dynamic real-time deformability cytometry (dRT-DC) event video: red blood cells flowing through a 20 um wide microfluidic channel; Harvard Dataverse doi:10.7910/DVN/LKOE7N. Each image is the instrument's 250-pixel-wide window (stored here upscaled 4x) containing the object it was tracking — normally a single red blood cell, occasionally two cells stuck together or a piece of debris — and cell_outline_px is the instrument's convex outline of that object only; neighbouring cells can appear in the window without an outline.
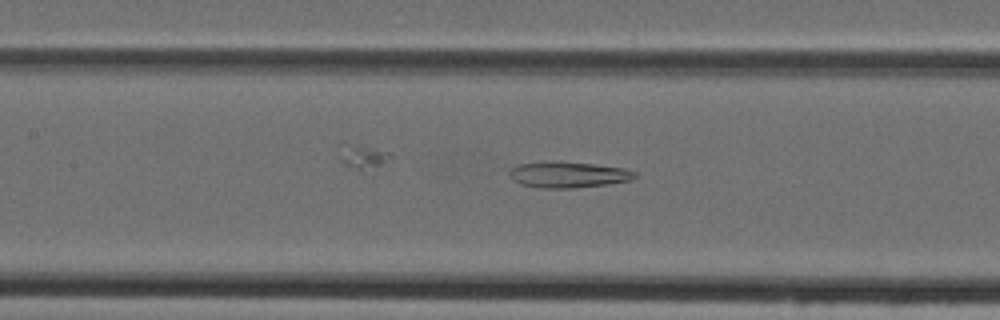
{"species": "Egyptian fruit bat (a non-hibernating species)", "species_latin": "Rousettus aegyptiacus", "temperature_condition": "cold", "stored_images_in_passage": 38, "camera_frame_rate_fps": 3000, "um_per_image_px": 0.085, "animal": {"sex": "female"}, "frame": {"image": 1, "passage_image": 17, "time_ms": 5.333, "image_size_px": [1000, 320], "cell_outline_px": [[636, 176], [632, 180], [608, 184], [576, 188], [540, 188], [520, 184], [512, 180], [508, 176], [508, 172], [512, 168], [520, 164], [544, 160], [560, 160], [624, 168], [636, 172]], "centroid_in_image_um": [48.25, 14.83], "position_along_channel_um": 159.2, "area_um2": 19.48}}
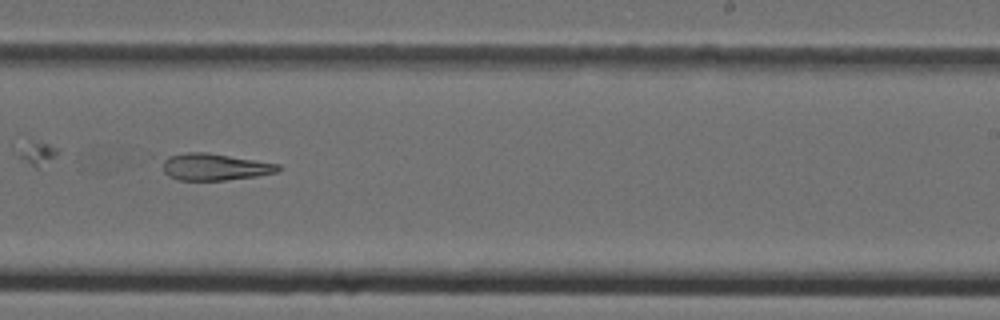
{"frame": {"image": 2, "passage_image": 25, "time_ms": 8.0, "image_size_px": [1000, 320], "cell_outline_px": [[280, 168], [276, 172], [256, 176], [224, 180], [180, 180], [168, 176], [164, 172], [164, 160], [168, 156], [184, 152], [208, 152], [280, 164]], "centroid_in_image_um": [18.24, 14.18], "position_along_channel_um": 270.8, "area_um2": 17.98}}
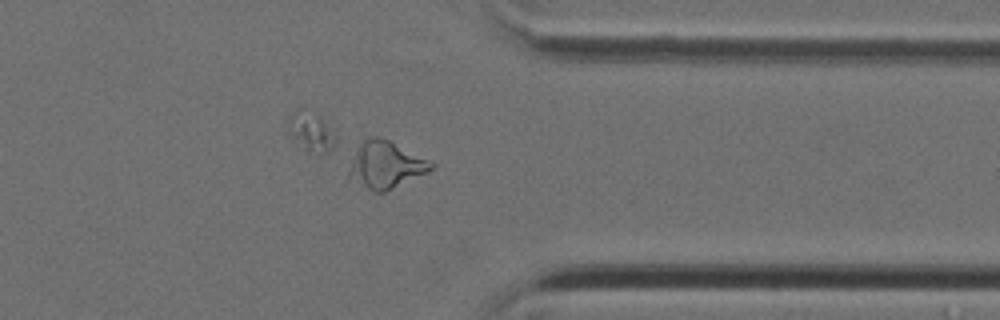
{"frame": {"image": 3, "passage_image": 33, "time_ms": 10.667, "image_size_px": [1000, 320], "cell_outline_px": [[436, 164], [428, 172], [384, 192], [376, 192], [344, 184], [352, 160], [360, 144], [364, 140], [372, 136], [380, 136], [432, 160]], "centroid_in_image_um": [32.72, 14.06], "position_along_channel_um": 378.7, "area_um2": 23.18}}